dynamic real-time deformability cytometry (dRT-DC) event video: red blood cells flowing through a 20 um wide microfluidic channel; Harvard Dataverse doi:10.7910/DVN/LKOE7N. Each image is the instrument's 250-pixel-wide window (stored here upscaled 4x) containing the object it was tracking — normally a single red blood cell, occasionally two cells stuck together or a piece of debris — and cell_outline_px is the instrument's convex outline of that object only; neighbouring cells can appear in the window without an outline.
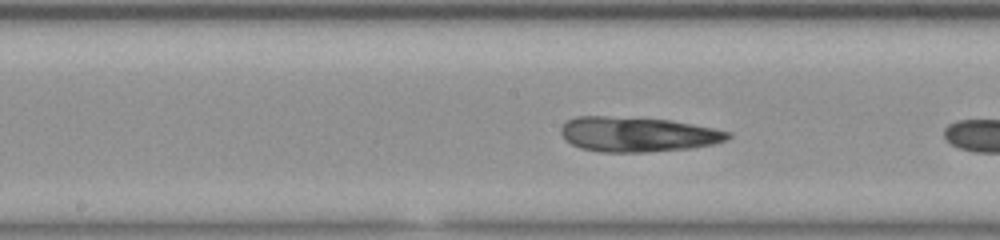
{"species": "common noctule bat (a hibernating species)", "species_latin": "Nyctalus noctula", "temperature_condition": "room temperature", "stored_images_in_passage": 27, "camera_frame_rate_fps": 3000, "um_per_image_px": 0.085, "animal": {"sex": "female", "body_mass_g": 23.0, "forearm_length_mm": 53.4}, "frame": {"image": 1, "passage_image": 11, "time_ms": 3.333, "image_size_px": [1000, 240], "cell_outline_px": [[732, 136], [728, 140], [712, 144], [692, 148], [644, 152], [600, 152], [580, 148], [572, 144], [560, 132], [560, 128], [568, 120], [576, 116], [608, 116], [672, 120], [732, 132]], "centroid_in_image_um": [54.22, 11.42], "position_along_channel_um": 194.0, "area_um2": 33.93}}
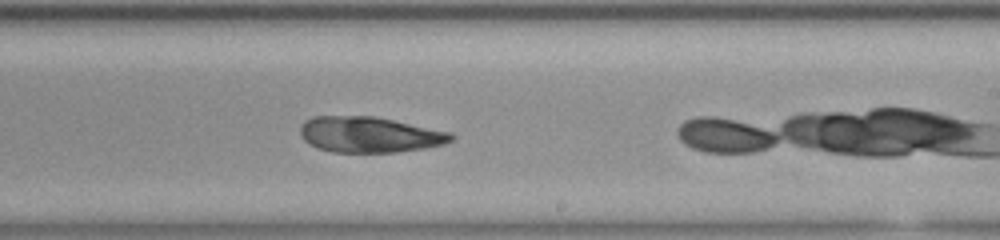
{"frame": {"image": 2, "passage_image": 16, "time_ms": 5.0, "image_size_px": [1000, 240], "cell_outline_px": [[456, 136], [452, 140], [444, 144], [424, 148], [396, 152], [332, 152], [316, 148], [308, 144], [300, 136], [300, 124], [304, 120], [312, 116], [376, 116], [452, 132]], "centroid_in_image_um": [31.38, 11.43], "position_along_channel_um": 257.6, "area_um2": 31.85}}
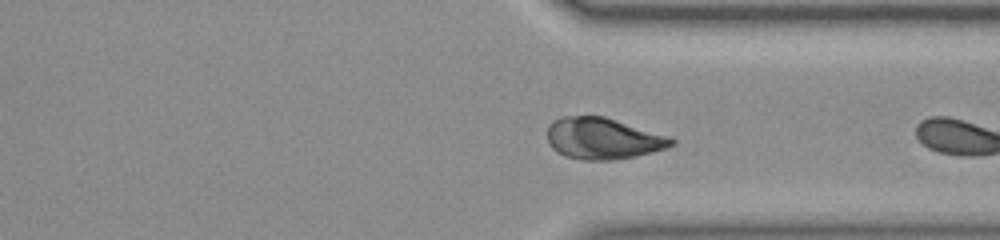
{"frame": {"image": 3, "passage_image": 24, "time_ms": 7.667, "image_size_px": [1000, 240], "cell_outline_px": [[676, 144], [668, 148], [652, 152], [616, 160], [584, 160], [564, 156], [556, 152], [552, 148], [548, 140], [548, 124], [552, 120], [560, 116], [604, 116], [672, 136], [676, 140]], "centroid_in_image_um": [51.28, 11.76], "position_along_channel_um": 360.1, "area_um2": 30.46}}